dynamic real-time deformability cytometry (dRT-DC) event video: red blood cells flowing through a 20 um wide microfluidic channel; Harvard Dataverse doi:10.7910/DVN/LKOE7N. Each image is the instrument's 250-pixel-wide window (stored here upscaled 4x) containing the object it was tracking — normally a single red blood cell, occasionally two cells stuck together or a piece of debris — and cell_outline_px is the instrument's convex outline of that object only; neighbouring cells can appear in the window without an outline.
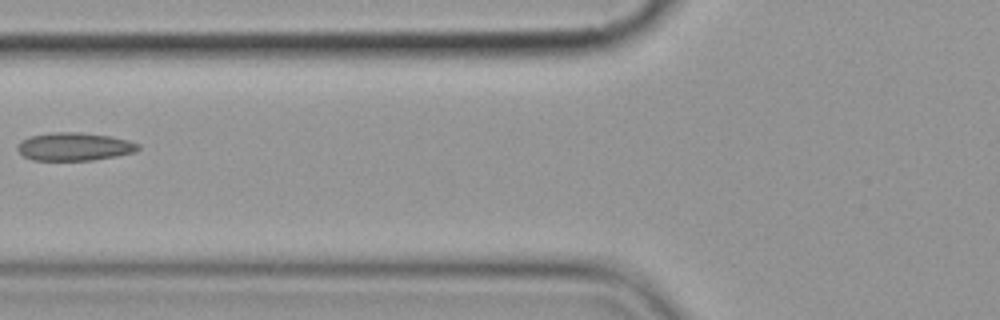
{"species": "common noctule bat (a hibernating species)", "species_latin": "Nyctalus noctula", "temperature_condition": "cold", "stored_images_in_passage": 7, "camera_frame_rate_fps": 3000, "um_per_image_px": 0.085, "animal": {"sex": "female", "body_mass_g": 19.9}, "frame": {"image": 1, "passage_image": 6, "time_ms": 6.0, "image_size_px": [1000, 320], "cell_outline_px": [[140, 148], [136, 152], [116, 156], [92, 160], [32, 160], [24, 156], [16, 148], [16, 144], [20, 140], [32, 136], [52, 132], [80, 132], [112, 136], [128, 140], [140, 144]], "centroid_in_image_um": [6.33, 12.46], "position_along_channel_um": 119.5, "area_um2": 19.88}}
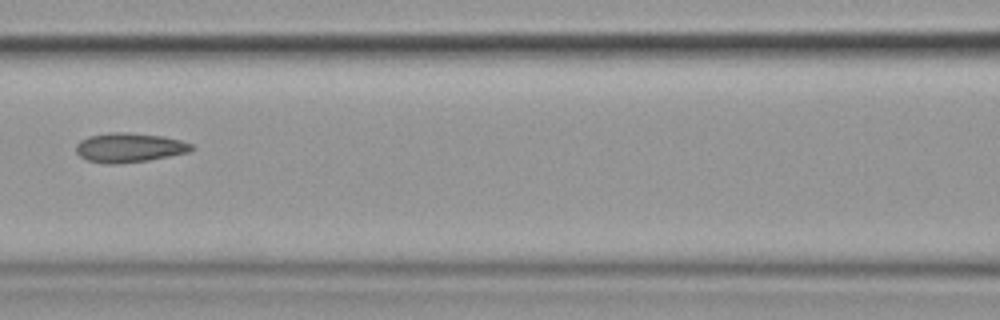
{"frame": {"image": 2, "passage_image": 7, "time_ms": 7.0, "image_size_px": [1000, 320], "cell_outline_px": [[196, 148], [192, 152], [148, 160], [116, 164], [104, 164], [88, 160], [80, 156], [76, 152], [76, 144], [80, 140], [88, 136], [112, 132], [128, 132], [164, 136], [180, 140], [192, 144]], "centroid_in_image_um": [11.02, 12.54], "position_along_channel_um": 155.6, "area_um2": 20.0}}